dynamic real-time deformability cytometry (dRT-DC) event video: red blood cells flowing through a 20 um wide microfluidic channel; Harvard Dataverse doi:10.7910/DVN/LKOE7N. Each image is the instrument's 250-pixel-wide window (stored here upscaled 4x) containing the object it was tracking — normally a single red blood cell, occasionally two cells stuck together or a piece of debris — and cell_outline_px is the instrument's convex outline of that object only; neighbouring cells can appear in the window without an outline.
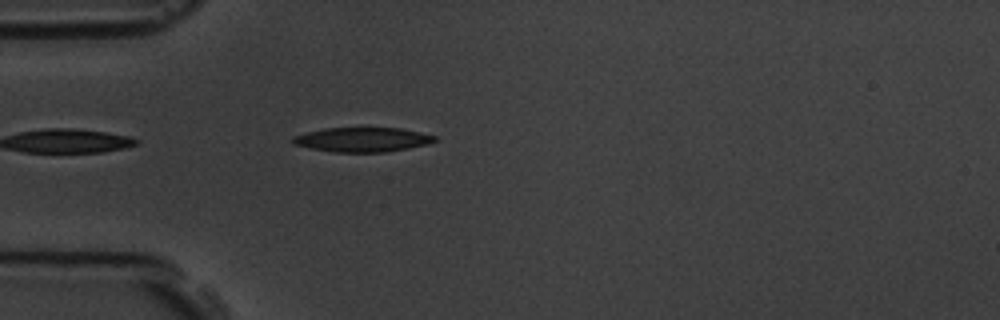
{"species": "common noctule bat (a hibernating species)", "species_latin": "Nyctalus noctula", "temperature_condition": "room temperature", "stored_images_in_passage": 2, "camera_frame_rate_fps": 3000, "um_per_image_px": 0.085, "animal": {"sex": "male", "body_mass_g": 19.5, "forearm_length_mm": 54.6}, "frame": {"image": 1, "passage_image": 2, "time_ms": 1.0, "image_size_px": [1000, 320], "cell_outline_px": [[440, 140], [428, 144], [408, 148], [384, 152], [332, 152], [308, 148], [292, 144], [288, 140], [292, 136], [324, 128], [400, 128], [436, 136]], "centroid_in_image_um": [30.76, 11.87], "position_along_channel_um": 54.2, "area_um2": 20.4}}